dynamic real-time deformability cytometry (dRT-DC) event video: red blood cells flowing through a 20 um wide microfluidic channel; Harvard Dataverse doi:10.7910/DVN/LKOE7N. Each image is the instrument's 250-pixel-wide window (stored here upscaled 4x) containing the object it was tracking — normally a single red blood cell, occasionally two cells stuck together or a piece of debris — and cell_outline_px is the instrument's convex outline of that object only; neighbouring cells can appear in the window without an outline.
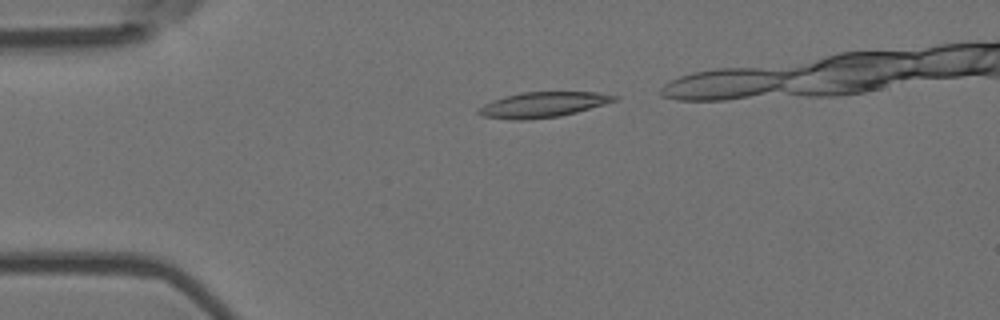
{"species": "Egyptian fruit bat (a non-hibernating species)", "species_latin": "Rousettus aegyptiacus", "temperature_condition": "room temperature", "stored_images_in_passage": 35, "camera_frame_rate_fps": 3000, "um_per_image_px": 0.085, "animal": {"sex": "female"}, "frame": {"image": 1, "passage_image": 1, "time_ms": 0.0, "image_size_px": [1000, 320], "cell_outline_px": [[620, 100], [576, 112], [560, 116], [520, 120], [512, 120], [484, 116], [476, 112], [484, 104], [492, 100], [504, 96], [520, 92], [596, 92], [620, 96]], "centroid_in_image_um": [46.18, 8.89], "position_along_channel_um": 38.8, "area_um2": 20.06}}
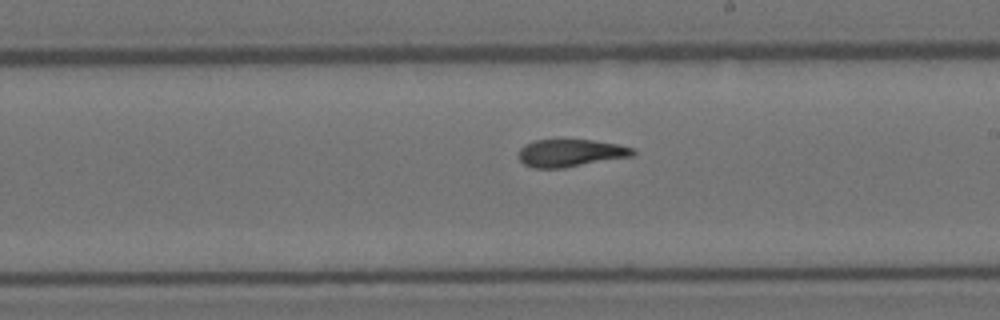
{"frame": {"image": 2, "passage_image": 20, "time_ms": 6.333, "image_size_px": [1000, 320], "cell_outline_px": [[636, 152], [632, 156], [564, 168], [532, 168], [524, 164], [520, 160], [520, 148], [524, 144], [532, 140], [592, 140], [616, 144], [636, 148]], "centroid_in_image_um": [48.5, 13.0], "position_along_channel_um": 240.5, "area_um2": 18.32}}
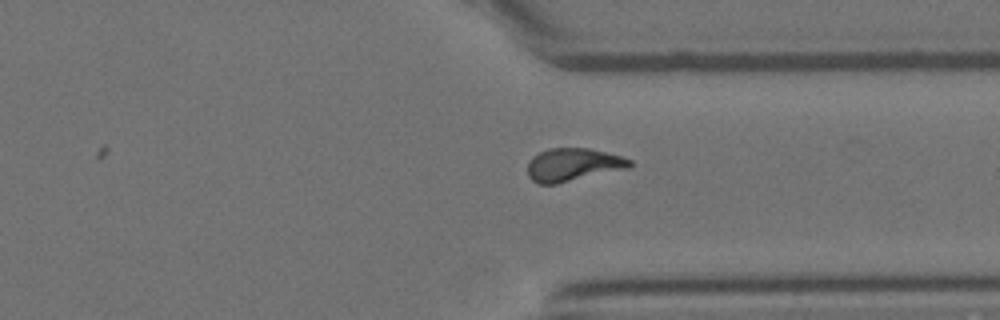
{"frame": {"image": 3, "passage_image": 30, "time_ms": 9.667, "image_size_px": [1000, 320], "cell_outline_px": [[632, 164], [628, 168], [556, 184], [540, 184], [532, 180], [528, 176], [528, 164], [532, 156], [548, 148], [588, 148], [620, 156], [632, 160]], "centroid_in_image_um": [48.68, 14.0], "position_along_channel_um": 362.7, "area_um2": 19.48}, "authors_computed_cell_mechanics": {"area_um2": 19.074, "velocity_mm_per_s": 3.6782, "shape_relaxation_time_tau1_ms": null, "shape_relaxation_time_tau2_ms": 1.8933, "deformation_change_tau1": null, "deformation_change_tau2": 0.0938}}